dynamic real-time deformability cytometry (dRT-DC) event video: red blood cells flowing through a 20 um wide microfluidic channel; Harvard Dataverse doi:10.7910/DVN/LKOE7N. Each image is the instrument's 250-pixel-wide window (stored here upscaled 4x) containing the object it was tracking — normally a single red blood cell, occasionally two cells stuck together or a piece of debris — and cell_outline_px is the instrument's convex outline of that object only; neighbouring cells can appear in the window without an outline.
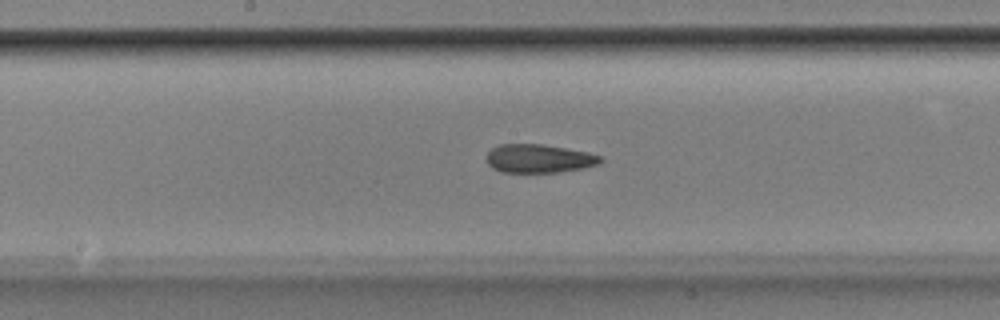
{"species": "Egyptian fruit bat (a non-hibernating species)", "species_latin": "Rousettus aegyptiacus", "temperature_condition": "room temperature", "stored_images_in_passage": 52, "camera_frame_rate_fps": 3000, "um_per_image_px": 0.085, "animal": {"sex": "male"}, "frame": {"image": 1, "passage_image": 27, "time_ms": 8.667, "image_size_px": [1000, 320], "cell_outline_px": [[604, 160], [600, 164], [584, 168], [560, 172], [504, 172], [492, 168], [488, 164], [484, 156], [492, 148], [500, 144], [544, 144], [588, 152], [604, 156]], "centroid_in_image_um": [45.84, 13.47], "position_along_channel_um": 202.4, "area_um2": 19.25}}
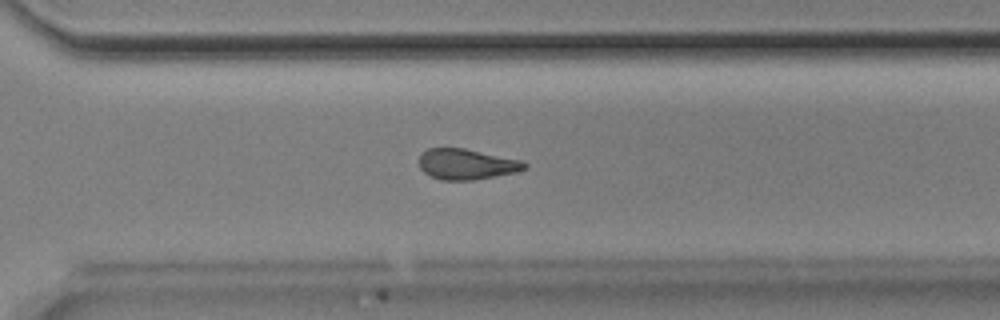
{"frame": {"image": 2, "passage_image": 37, "time_ms": 12.0, "image_size_px": [1000, 320], "cell_outline_px": [[528, 164], [524, 168], [516, 172], [472, 180], [440, 180], [424, 172], [420, 168], [420, 156], [428, 148], [464, 148], [524, 160]], "centroid_in_image_um": [39.68, 13.95], "position_along_channel_um": 330.9, "area_um2": 18.73}}
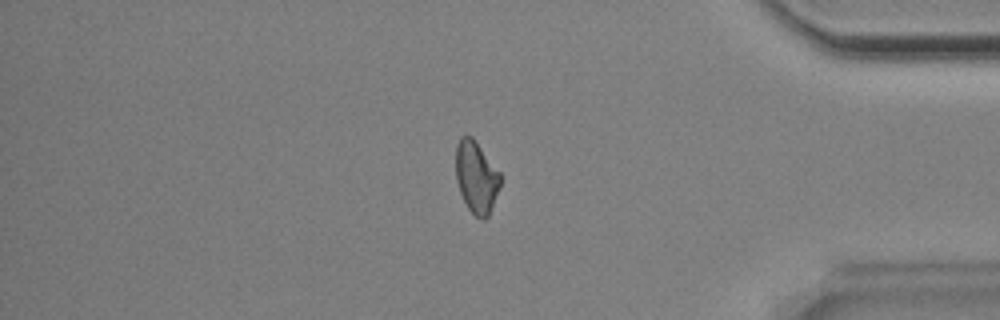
{"frame": {"image": 3, "passage_image": 44, "time_ms": 14.333, "image_size_px": [1000, 320], "cell_outline_px": [[504, 176], [488, 216], [484, 220], [480, 220], [468, 208], [460, 192], [456, 180], [456, 144], [460, 136], [472, 136]], "centroid_in_image_um": [40.51, 15.03], "position_along_channel_um": 394.7, "area_um2": 18.9}, "authors_computed_cell_mechanics": {"area_um2": 19.5364, "velocity_mm_per_s": 3.867, "shape_relaxation_time_tau1_ms": null, "shape_relaxation_time_tau2_ms": 3.266, "deformation_change_tau1": null, "deformation_change_tau2": 0.1129}}